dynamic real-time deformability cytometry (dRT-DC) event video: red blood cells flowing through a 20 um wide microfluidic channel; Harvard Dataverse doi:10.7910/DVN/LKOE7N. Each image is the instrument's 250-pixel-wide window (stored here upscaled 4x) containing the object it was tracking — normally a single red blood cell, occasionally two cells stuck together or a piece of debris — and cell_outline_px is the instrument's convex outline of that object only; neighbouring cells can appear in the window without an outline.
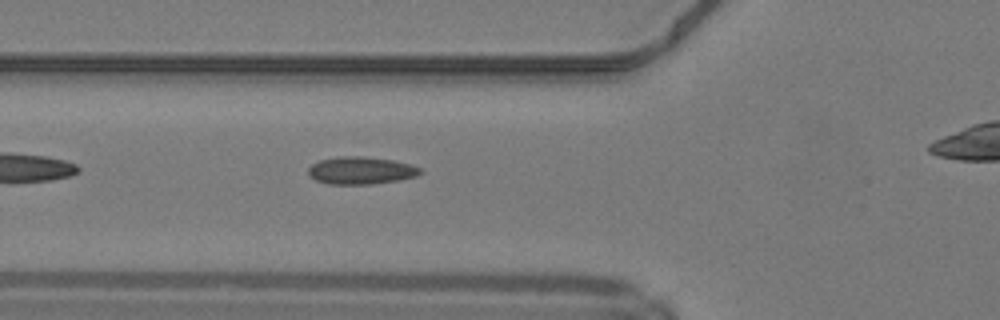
{"species": "common noctule bat (a hibernating species)", "species_latin": "Nyctalus noctula", "temperature_condition": "warm", "stored_images_in_passage": 30, "camera_frame_rate_fps": 3000, "um_per_image_px": 0.085, "animal": {"sex": "male", "body_mass_g": 19.2, "forearm_length_mm": 51.8}, "frame": {"image": 1, "passage_image": 5, "time_ms": 1.333, "image_size_px": [1000, 320], "cell_outline_px": [[424, 172], [416, 176], [400, 180], [372, 184], [328, 184], [316, 180], [308, 176], [308, 168], [312, 164], [320, 160], [340, 156], [364, 156], [392, 160], [408, 164], [420, 168]], "centroid_in_image_um": [30.66, 14.49], "position_along_channel_um": 95.1, "area_um2": 17.98}}
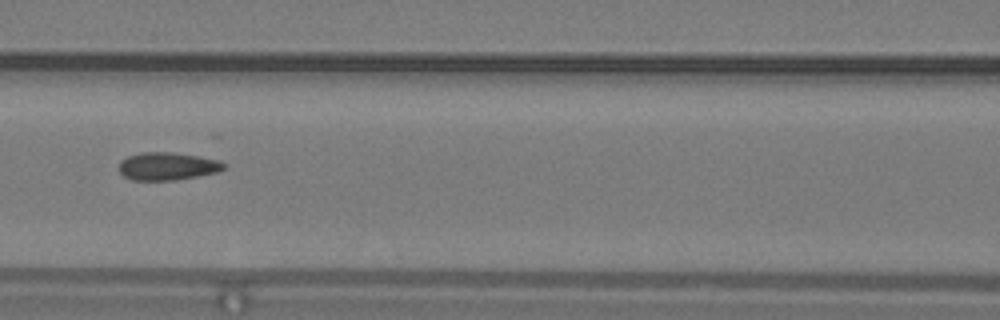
{"frame": {"image": 2, "passage_image": 9, "time_ms": 2.667, "image_size_px": [1000, 320], "cell_outline_px": [[228, 164], [224, 168], [216, 172], [176, 180], [132, 180], [124, 176], [120, 172], [120, 160], [128, 156], [144, 152], [172, 152], [220, 160]], "centroid_in_image_um": [14.23, 14.13], "position_along_channel_um": 152.4, "area_um2": 16.88}}